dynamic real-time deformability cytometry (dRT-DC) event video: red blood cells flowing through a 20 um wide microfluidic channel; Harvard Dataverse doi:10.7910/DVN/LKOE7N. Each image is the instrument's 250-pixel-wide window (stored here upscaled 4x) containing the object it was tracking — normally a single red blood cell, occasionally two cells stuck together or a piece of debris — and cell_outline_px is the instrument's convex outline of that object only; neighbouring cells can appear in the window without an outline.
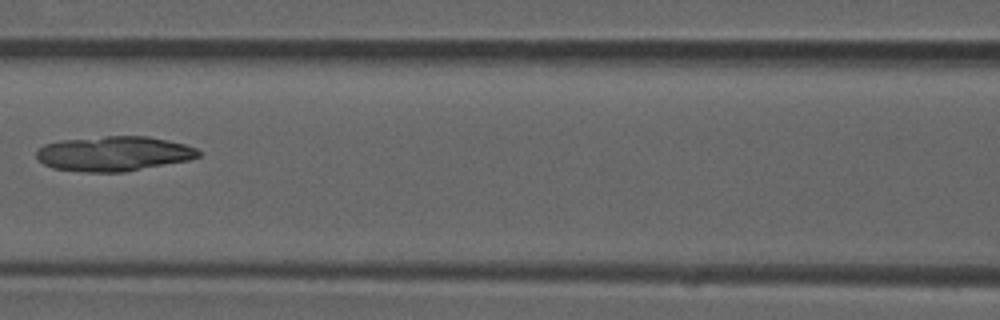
{"species": "common noctule bat (a hibernating species)", "species_latin": "Nyctalus noctula", "temperature_condition": "room temperature", "stored_images_in_passage": 6, "camera_frame_rate_fps": 3000, "um_per_image_px": 0.085, "animal": {"sex": "male", "forearm_length_mm": 52.5}, "frame": {"image": 1, "passage_image": 5, "time_ms": 1.333, "image_size_px": [1000, 320], "cell_outline_px": [[200, 156], [188, 160], [124, 172], [84, 172], [52, 168], [44, 164], [36, 156], [36, 152], [44, 144], [60, 140], [104, 136], [148, 136], [168, 140], [184, 144], [196, 148], [200, 152]], "centroid_in_image_um": [9.66, 13.06], "position_along_channel_um": 156.9, "area_um2": 32.89}}
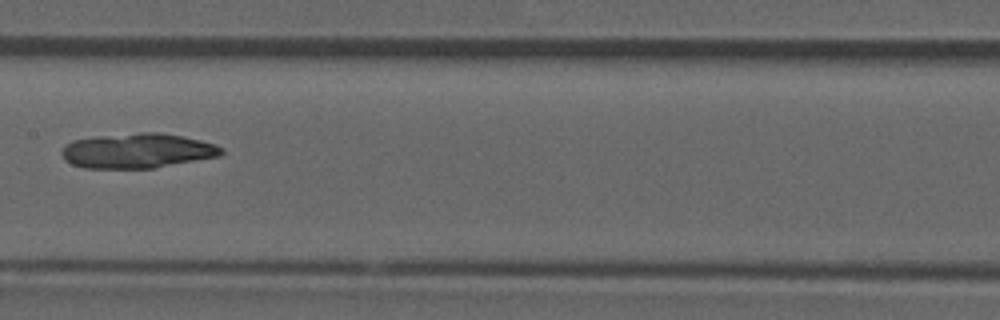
{"frame": {"image": 2, "passage_image": 6, "time_ms": 1.667, "image_size_px": [1000, 320], "cell_outline_px": [[224, 152], [220, 156], [152, 168], [84, 168], [72, 164], [64, 160], [60, 152], [72, 140], [100, 136], [140, 132], [160, 132], [184, 136], [216, 144], [224, 148]], "centroid_in_image_um": [11.71, 12.81], "position_along_channel_um": 195.7, "area_um2": 32.43}}